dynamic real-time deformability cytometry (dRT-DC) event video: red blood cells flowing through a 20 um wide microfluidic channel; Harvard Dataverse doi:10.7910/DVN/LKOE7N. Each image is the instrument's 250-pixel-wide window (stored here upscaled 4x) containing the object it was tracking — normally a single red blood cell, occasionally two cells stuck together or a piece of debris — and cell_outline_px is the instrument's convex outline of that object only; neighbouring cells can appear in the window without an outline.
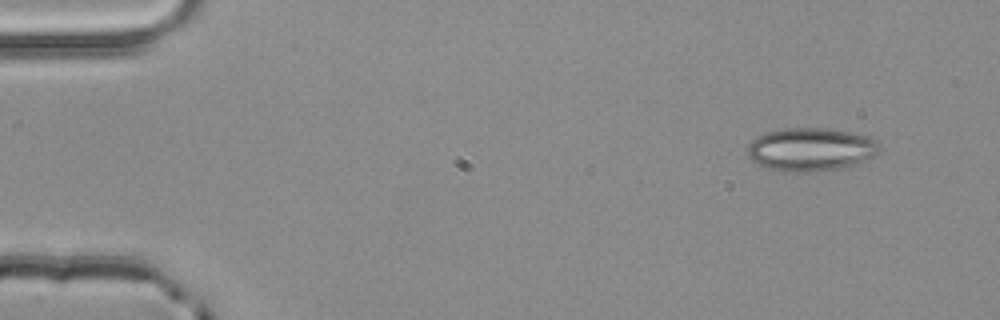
{"species": "common noctule bat (a hibernating species)", "species_latin": "Nyctalus noctula", "temperature_condition": "room temperature", "stored_images_in_passage": 3, "camera_frame_rate_fps": 3000, "um_per_image_px": 0.085, "animal": {"sex": "male", "body_mass_g": 20.4}, "frame": {"image": 1, "passage_image": 1, "time_ms": 0.0, "image_size_px": [1000, 320], "cell_outline_px": [[880, 148], [872, 156], [852, 164], [840, 168], [808, 172], [780, 172], [756, 164], [748, 156], [748, 144], [756, 136], [768, 132], [784, 128], [828, 128], [868, 136], [876, 140], [880, 144]], "centroid_in_image_um": [68.86, 12.7], "position_along_channel_um": 16.1, "area_um2": 33.12}}